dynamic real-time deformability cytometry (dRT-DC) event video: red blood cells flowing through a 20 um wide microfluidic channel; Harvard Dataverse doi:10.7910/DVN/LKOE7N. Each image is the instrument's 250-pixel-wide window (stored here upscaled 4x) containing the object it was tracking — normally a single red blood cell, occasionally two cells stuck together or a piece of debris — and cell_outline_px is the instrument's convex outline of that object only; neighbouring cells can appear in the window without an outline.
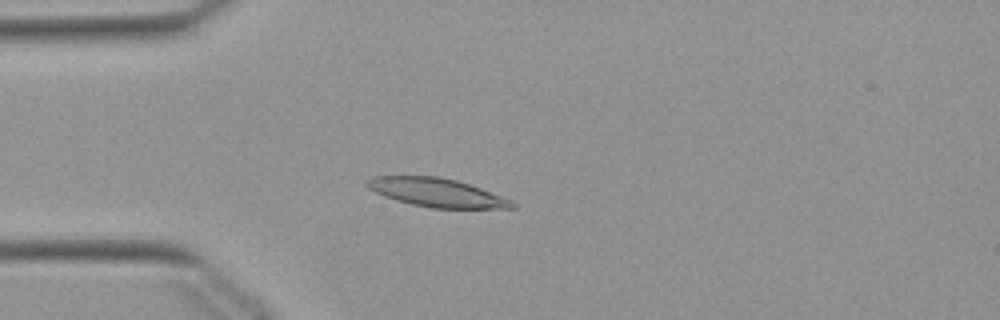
{"species": "Egyptian fruit bat (a non-hibernating species)", "species_latin": "Rousettus aegyptiacus", "temperature_condition": "warm", "stored_images_in_passage": 50, "camera_frame_rate_fps": 3000, "um_per_image_px": 0.085, "animal": {"sex": "female"}, "frame": {"image": 1, "passage_image": 11, "time_ms": 3.333, "image_size_px": [1000, 320], "cell_outline_px": [[516, 208], [428, 208], [396, 200], [384, 196], [368, 188], [364, 184], [364, 180], [372, 176], [436, 176], [456, 180], [480, 188], [512, 200], [516, 204]], "centroid_in_image_um": [37.08, 16.36], "position_along_channel_um": 47.9, "area_um2": 24.16}}
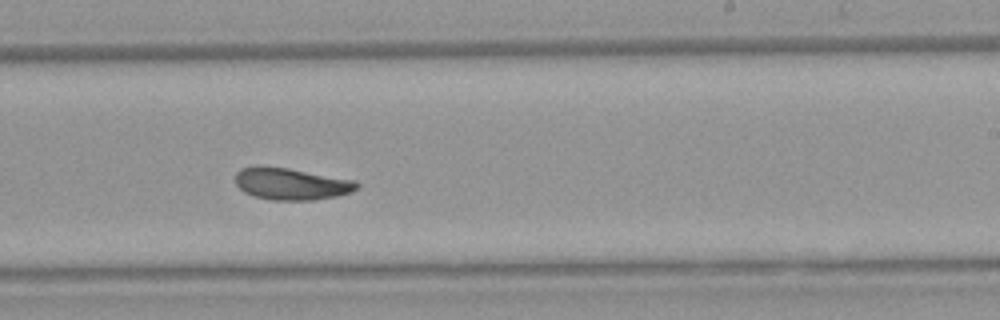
{"frame": {"image": 2, "passage_image": 29, "time_ms": 9.333, "image_size_px": [1000, 320], "cell_outline_px": [[360, 184], [352, 192], [336, 196], [312, 200], [272, 200], [252, 196], [244, 192], [236, 184], [236, 172], [240, 168], [288, 168], [356, 180]], "centroid_in_image_um": [24.8, 15.65], "position_along_channel_um": 264.2, "area_um2": 22.2}}
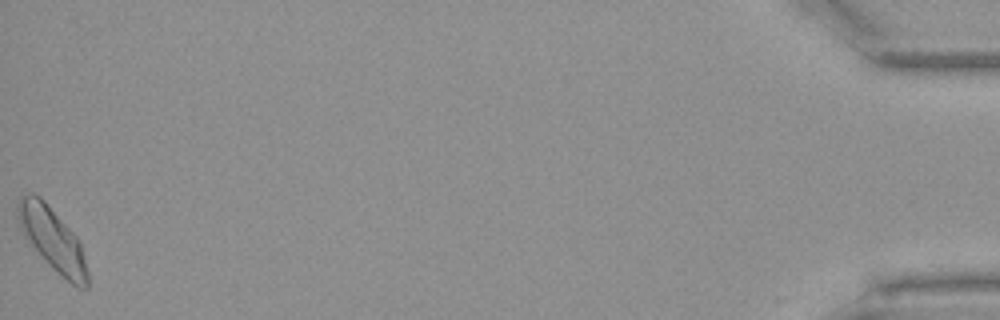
{"frame": {"image": 3, "passage_image": 50, "time_ms": 16.333, "image_size_px": [1000, 320], "cell_outline_px": [[88, 288], [76, 288], [60, 276], [48, 264], [32, 244], [20, 228], [16, 216], [16, 204], [20, 196], [28, 192], [32, 192], [40, 196], [44, 200], [80, 240], [88, 272]], "centroid_in_image_um": [4.46, 20.33], "position_along_channel_um": 430.7, "area_um2": 25.72}, "authors_computed_cell_mechanics": {"area_um2": 22.8888, "velocity_mm_per_s": 3.847, "shape_relaxation_time_tau1_ms": 6.2879, "shape_relaxation_time_tau2_ms": 3.7448, "deformation_change_tau1": 0.1553, "deformation_change_tau2": 0.0812}}